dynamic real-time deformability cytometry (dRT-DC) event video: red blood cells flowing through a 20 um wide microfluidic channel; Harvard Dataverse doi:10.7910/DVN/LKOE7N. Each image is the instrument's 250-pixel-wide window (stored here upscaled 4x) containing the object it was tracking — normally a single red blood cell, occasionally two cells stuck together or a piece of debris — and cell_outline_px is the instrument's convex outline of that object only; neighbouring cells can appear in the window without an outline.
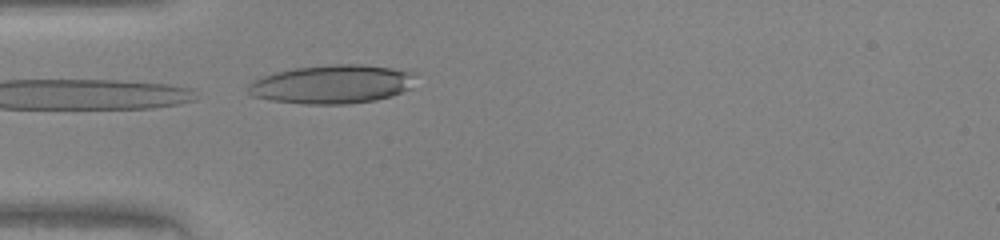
{"species": "human", "species_latin": "Homo sapiens", "temperature_condition": "warm", "stored_images_in_passage": 13, "camera_frame_rate_fps": 3000, "um_per_image_px": 0.085, "donor": {"sex": "female"}, "frame": {"image": 1, "passage_image": 13, "time_ms": 4.0, "image_size_px": [1000, 240], "cell_outline_px": [[416, 76], [412, 88], [392, 96], [376, 100], [348, 104], [304, 104], [268, 100], [252, 96], [248, 92], [248, 84], [252, 80], [276, 72], [292, 68], [332, 64], [360, 64], [392, 68], [412, 72]], "centroid_in_image_um": [28.23, 7.16], "position_along_channel_um": 56.8, "area_um2": 38.09}}